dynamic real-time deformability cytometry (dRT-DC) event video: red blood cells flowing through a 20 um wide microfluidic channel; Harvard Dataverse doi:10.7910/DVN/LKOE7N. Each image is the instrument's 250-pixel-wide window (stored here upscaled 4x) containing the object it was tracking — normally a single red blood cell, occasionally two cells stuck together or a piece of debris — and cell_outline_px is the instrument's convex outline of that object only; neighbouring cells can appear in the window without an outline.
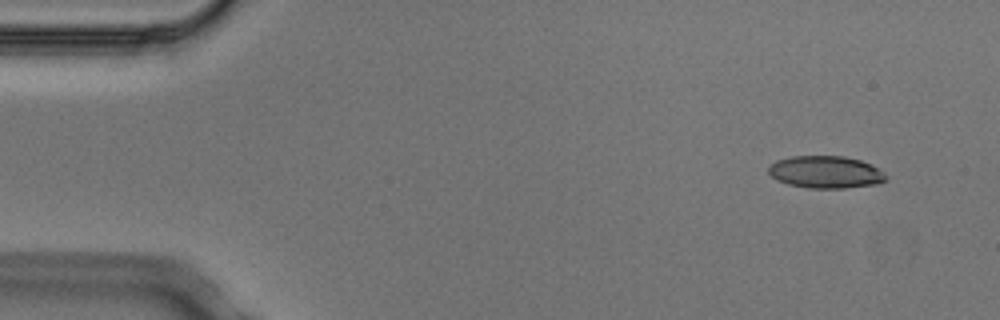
{"species": "Egyptian fruit bat (a non-hibernating species)", "species_latin": "Rousettus aegyptiacus", "temperature_condition": "cold", "stored_images_in_passage": 5, "segment_of_instrument_passage": [1, 2], "camera_frame_rate_fps": 3000, "um_per_image_px": 0.085, "animal": {"sex": "male"}, "frame": {"image": 1, "passage_image": 1, "time_ms": 0.0, "image_size_px": [1000, 320], "cell_outline_px": [[888, 180], [880, 184], [844, 188], [808, 188], [788, 184], [776, 180], [768, 172], [768, 168], [776, 160], [792, 156], [844, 156], [860, 160], [872, 164], [884, 172], [888, 176]], "centroid_in_image_um": [70.23, 14.63], "position_along_channel_um": 14.8, "area_um2": 22.37}}
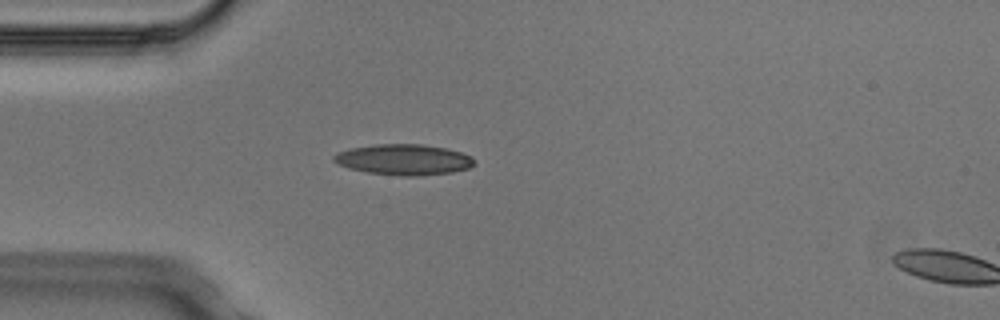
{"frame": {"image": 2, "passage_image": 4, "time_ms": 1.0, "image_size_px": [1000, 320], "cell_outline_px": [[476, 164], [468, 168], [452, 172], [420, 176], [404, 176], [368, 172], [348, 168], [332, 160], [332, 156], [336, 152], [352, 148], [376, 144], [420, 144], [444, 148], [460, 152], [472, 156], [476, 160]], "centroid_in_image_um": [34.33, 13.57], "position_along_channel_um": 50.7, "area_um2": 25.14}}